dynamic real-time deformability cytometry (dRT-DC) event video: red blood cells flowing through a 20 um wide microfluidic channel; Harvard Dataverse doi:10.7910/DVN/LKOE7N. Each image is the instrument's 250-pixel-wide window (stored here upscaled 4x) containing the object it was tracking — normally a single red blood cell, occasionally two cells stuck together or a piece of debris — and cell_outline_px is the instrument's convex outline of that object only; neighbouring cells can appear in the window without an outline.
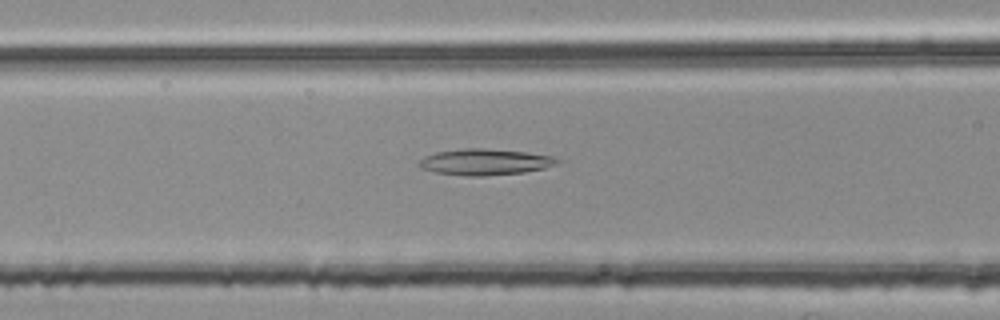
{"species": "common noctule bat (a hibernating species)", "species_latin": "Nyctalus noctula", "temperature_condition": "room temperature", "stored_images_in_passage": 45, "camera_frame_rate_fps": 3000, "um_per_image_px": 0.085, "animal": {"sex": "female", "body_mass_g": 25.1}, "frame": {"image": 1, "passage_image": 13, "time_ms": 4.0, "image_size_px": [1000, 320], "cell_outline_px": [[560, 160], [556, 164], [544, 168], [524, 172], [484, 176], [468, 176], [436, 172], [420, 168], [420, 160], [424, 156], [436, 152], [468, 148], [484, 148], [524, 152], [552, 156]], "centroid_in_image_um": [41.22, 13.77], "position_along_channel_um": 125.4, "area_um2": 20.81}}
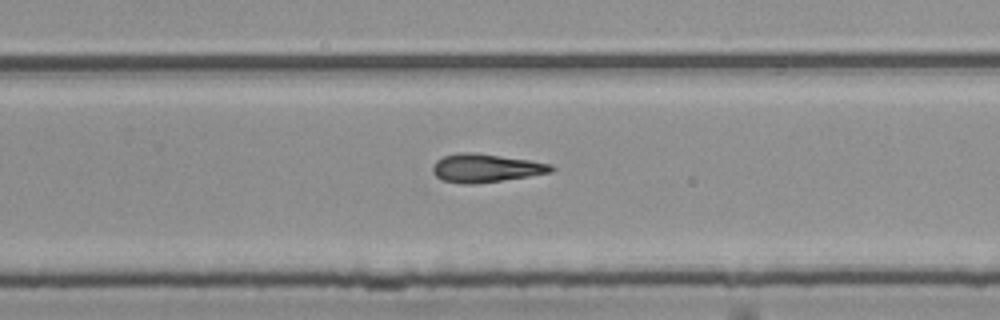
{"frame": {"image": 2, "passage_image": 26, "time_ms": 8.333, "image_size_px": [1000, 320], "cell_outline_px": [[556, 168], [552, 172], [528, 176], [472, 184], [460, 184], [440, 180], [432, 172], [432, 164], [436, 160], [444, 156], [460, 152], [472, 152], [528, 160], [552, 164]], "centroid_in_image_um": [41.24, 14.29], "position_along_channel_um": 288.6, "area_um2": 19.54}}
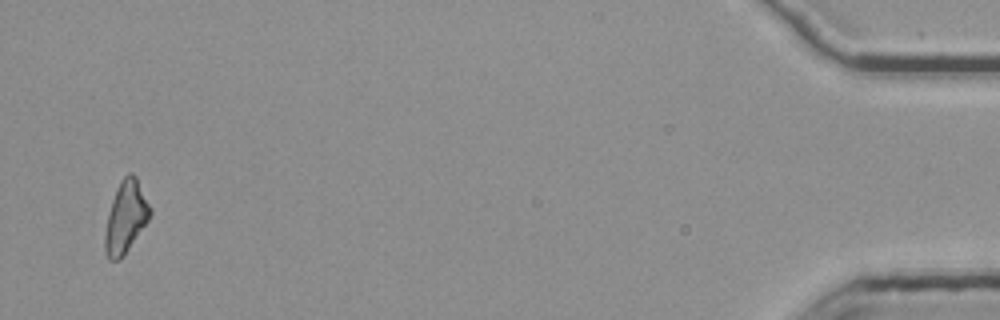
{"frame": {"image": 3, "passage_image": 44, "time_ms": 14.333, "image_size_px": [1000, 320], "cell_outline_px": [[152, 212], [148, 220], [124, 256], [120, 260], [108, 260], [104, 248], [104, 236], [108, 212], [116, 188], [120, 180], [128, 172], [132, 172], [136, 176], [152, 208]], "centroid_in_image_um": [10.68, 18.44], "position_along_channel_um": 424.5, "area_um2": 19.13}}